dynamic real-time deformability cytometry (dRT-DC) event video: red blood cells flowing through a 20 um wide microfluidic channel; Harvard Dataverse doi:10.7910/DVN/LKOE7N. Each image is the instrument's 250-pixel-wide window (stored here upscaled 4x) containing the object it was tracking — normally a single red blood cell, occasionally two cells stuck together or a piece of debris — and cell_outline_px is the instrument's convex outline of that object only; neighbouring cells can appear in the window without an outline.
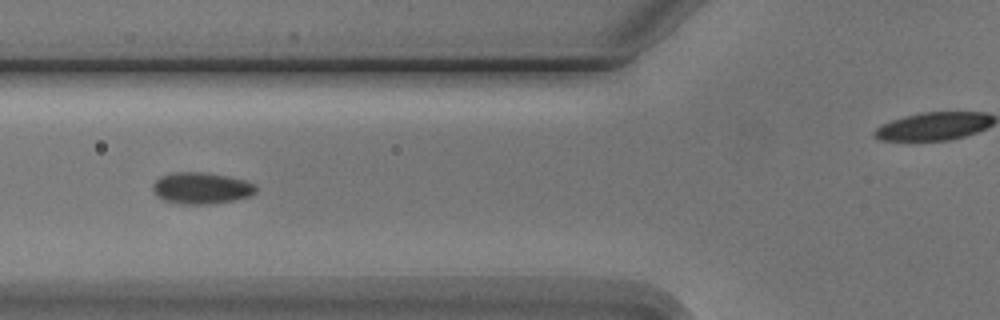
{"species": "Egyptian fruit bat (a non-hibernating species)", "species_latin": "Rousettus aegyptiacus", "temperature_condition": "cold", "stored_images_in_passage": 8, "segment_of_instrument_passage": [1, 2], "camera_frame_rate_fps": 3000, "um_per_image_px": 0.085, "animal": {"sex": "male"}, "frame": {"image": 1, "passage_image": 6, "time_ms": 5.667, "image_size_px": [1000, 320], "cell_outline_px": [[256, 192], [252, 196], [236, 200], [208, 204], [176, 204], [164, 200], [156, 196], [152, 188], [152, 184], [160, 176], [176, 172], [204, 172], [228, 176], [244, 180], [256, 184]], "centroid_in_image_um": [17.12, 16.0], "position_along_channel_um": 108.7, "area_um2": 19.19}}
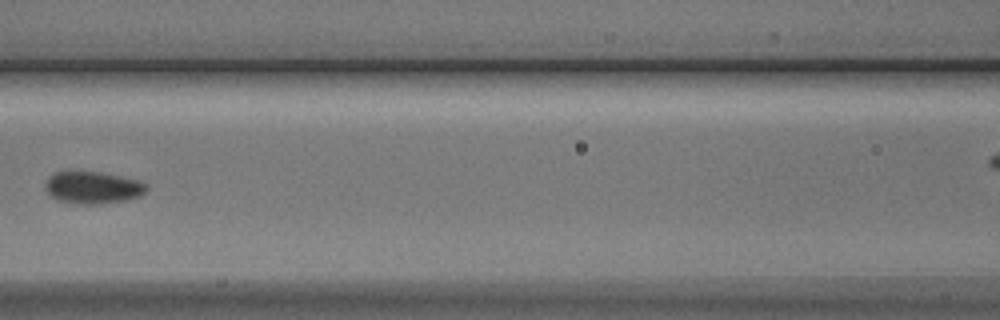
{"frame": {"image": 2, "passage_image": 7, "time_ms": 7.0, "image_size_px": [1000, 320], "cell_outline_px": [[148, 188], [140, 196], [128, 200], [100, 204], [76, 204], [60, 200], [52, 196], [44, 188], [44, 184], [48, 176], [56, 172], [100, 172], [136, 180], [144, 184]], "centroid_in_image_um": [7.86, 15.95], "position_along_channel_um": 158.7, "area_um2": 18.79}}